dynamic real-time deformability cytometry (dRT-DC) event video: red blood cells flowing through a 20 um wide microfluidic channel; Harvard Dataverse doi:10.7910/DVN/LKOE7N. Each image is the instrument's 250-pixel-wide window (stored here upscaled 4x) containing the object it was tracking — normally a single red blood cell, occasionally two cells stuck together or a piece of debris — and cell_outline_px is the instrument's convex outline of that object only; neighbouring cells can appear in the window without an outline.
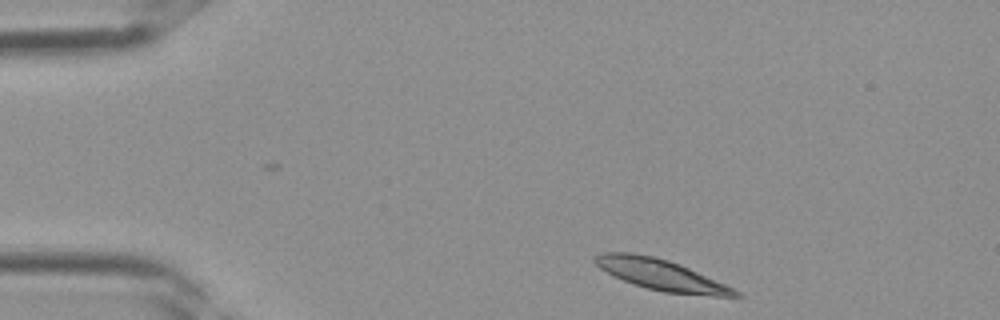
{"species": "Egyptian fruit bat (a non-hibernating species)", "species_latin": "Rousettus aegyptiacus", "temperature_condition": "room temperature", "stored_images_in_passage": 5, "camera_frame_rate_fps": 3000, "um_per_image_px": 0.085, "frame": {"image": 1, "passage_image": 1, "time_ms": 0.0, "image_size_px": [1000, 320], "cell_outline_px": [[744, 296], [712, 296], [664, 292], [648, 288], [624, 280], [600, 268], [592, 260], [592, 256], [600, 252], [628, 252], [652, 256], [668, 260], [688, 268], [724, 284], [740, 292]], "centroid_in_image_um": [56.15, 23.34], "position_along_channel_um": 28.9, "area_um2": 24.68}}